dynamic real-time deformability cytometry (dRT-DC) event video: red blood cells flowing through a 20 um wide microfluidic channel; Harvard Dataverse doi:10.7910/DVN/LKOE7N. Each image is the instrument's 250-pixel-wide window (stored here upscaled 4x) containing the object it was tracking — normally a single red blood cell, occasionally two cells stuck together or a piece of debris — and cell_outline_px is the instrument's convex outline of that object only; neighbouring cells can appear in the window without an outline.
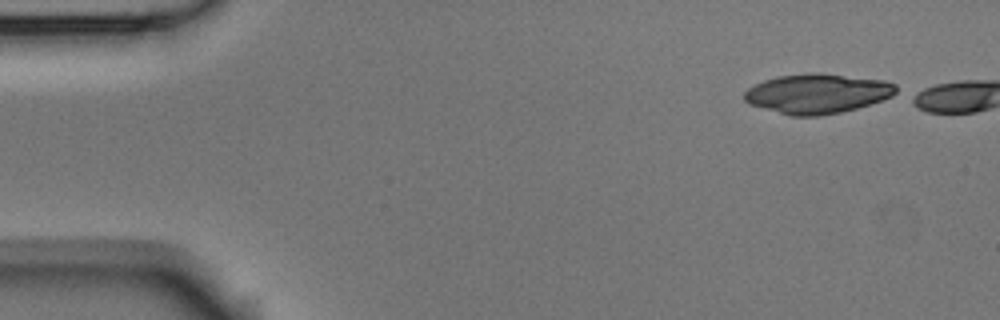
{"species": "Egyptian fruit bat (a non-hibernating species)", "species_latin": "Rousettus aegyptiacus", "temperature_condition": "room temperature", "stored_images_in_passage": 2, "camera_frame_rate_fps": 3000, "um_per_image_px": 0.085, "animal": {"sex": "male"}, "frame": {"image": 1, "passage_image": 1, "time_ms": 0.0, "image_size_px": [1000, 320], "cell_outline_px": [[896, 92], [892, 96], [856, 108], [840, 112], [816, 116], [792, 116], [748, 104], [744, 100], [744, 92], [748, 88], [764, 80], [776, 76], [812, 72], [820, 72], [884, 80], [896, 84]], "centroid_in_image_um": [69.44, 7.94], "position_along_channel_um": 15.6, "area_um2": 35.03}}